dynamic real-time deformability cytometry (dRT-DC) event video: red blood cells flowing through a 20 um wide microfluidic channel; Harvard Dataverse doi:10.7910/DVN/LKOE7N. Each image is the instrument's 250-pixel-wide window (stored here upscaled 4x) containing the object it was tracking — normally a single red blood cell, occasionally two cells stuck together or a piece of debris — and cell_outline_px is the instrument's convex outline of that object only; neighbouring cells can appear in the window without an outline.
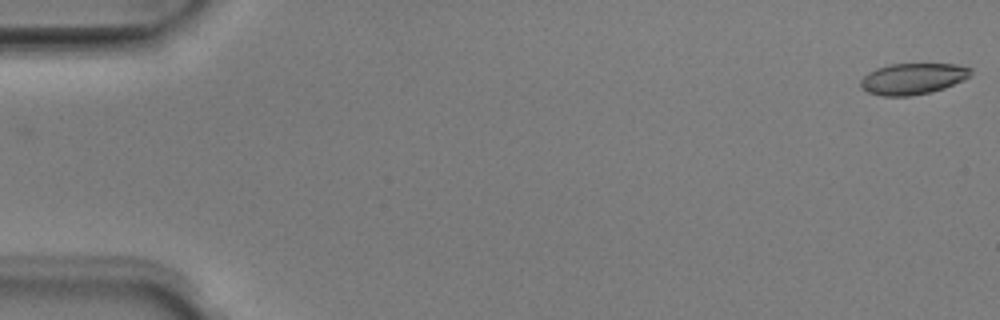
{"species": "Egyptian fruit bat (a non-hibernating species)", "species_latin": "Rousettus aegyptiacus", "temperature_condition": "room temperature", "stored_images_in_passage": 51, "camera_frame_rate_fps": 3000, "um_per_image_px": 0.085, "animal": {"sex": "male"}, "frame": {"image": 1, "passage_image": 1, "time_ms": 0.0, "image_size_px": [1000, 320], "cell_outline_px": [[972, 72], [964, 80], [944, 88], [928, 92], [908, 96], [880, 96], [868, 92], [860, 84], [860, 80], [868, 72], [876, 68], [892, 64], [956, 64], [972, 68]], "centroid_in_image_um": [77.59, 6.69], "position_along_channel_um": 7.4, "area_um2": 19.88}}
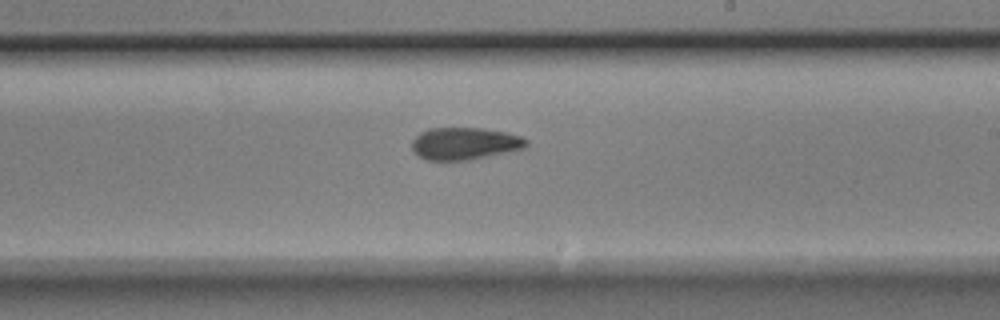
{"frame": {"image": 2, "passage_image": 30, "time_ms": 9.667, "image_size_px": [1000, 320], "cell_outline_px": [[528, 144], [524, 148], [468, 160], [428, 160], [420, 156], [412, 148], [412, 140], [420, 132], [428, 128], [484, 128], [508, 132], [524, 136], [528, 140]], "centroid_in_image_um": [39.53, 12.18], "position_along_channel_um": 249.5, "area_um2": 21.5}}
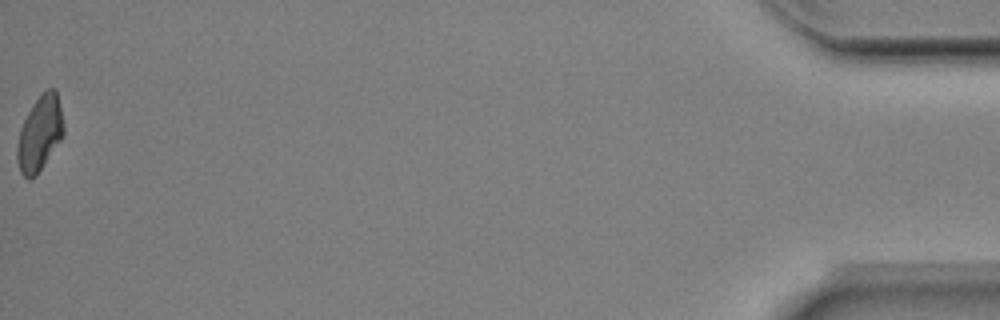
{"frame": {"image": 3, "passage_image": 51, "time_ms": 16.667, "image_size_px": [1000, 320], "cell_outline_px": [[64, 136], [36, 176], [28, 180], [20, 172], [16, 156], [16, 144], [20, 128], [32, 104], [48, 88], [56, 88], [64, 128]], "centroid_in_image_um": [3.37, 11.38], "position_along_channel_um": 431.8, "area_um2": 20.35}, "authors_computed_cell_mechanics": {"area_um2": 21.1548, "velocity_mm_per_s": 4.0114, "shape_relaxation_time_tau1_ms": 5.2686, "shape_relaxation_time_tau2_ms": 3.3701, "deformation_change_tau1": 0.1406, "deformation_change_tau2": 0.1026}}